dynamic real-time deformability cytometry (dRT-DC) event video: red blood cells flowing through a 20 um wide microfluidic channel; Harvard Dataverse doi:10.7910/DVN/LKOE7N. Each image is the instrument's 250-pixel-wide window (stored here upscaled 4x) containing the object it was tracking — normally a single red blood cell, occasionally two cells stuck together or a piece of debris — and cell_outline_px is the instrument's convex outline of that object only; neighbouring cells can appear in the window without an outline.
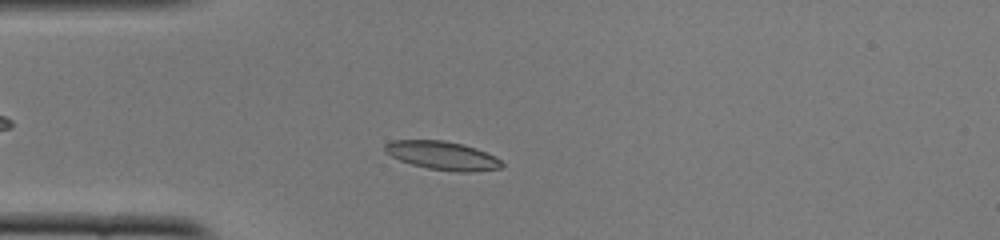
{"species": "common noctule bat (a hibernating species)", "species_latin": "Nyctalus noctula", "temperature_condition": "cold", "stored_images_in_passage": 46, "camera_frame_rate_fps": 3000, "um_per_image_px": 0.085, "animal": {"sex": "female", "body_mass_g": 22.0, "forearm_length_mm": 56.7}, "frame": {"image": 1, "passage_image": 8, "time_ms": 2.333, "image_size_px": [1000, 240], "cell_outline_px": [[504, 164], [500, 168], [472, 172], [456, 172], [428, 168], [412, 164], [400, 160], [392, 156], [384, 148], [384, 144], [392, 140], [444, 140], [464, 144], [476, 148], [500, 160]], "centroid_in_image_um": [37.6, 13.22], "position_along_channel_um": 47.4, "area_um2": 19.25}}
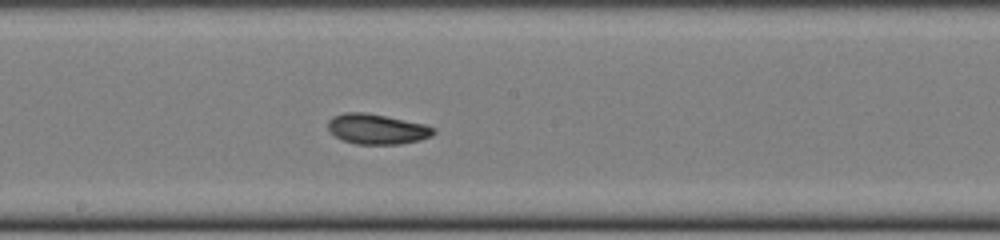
{"frame": {"image": 2, "passage_image": 22, "time_ms": 7.0, "image_size_px": [1000, 240], "cell_outline_px": [[436, 132], [432, 136], [420, 140], [400, 144], [356, 144], [344, 140], [336, 136], [328, 128], [328, 120], [332, 116], [344, 112], [364, 112], [424, 124], [436, 128]], "centroid_in_image_um": [32.05, 10.97], "position_along_channel_um": 216.1, "area_um2": 18.5}}
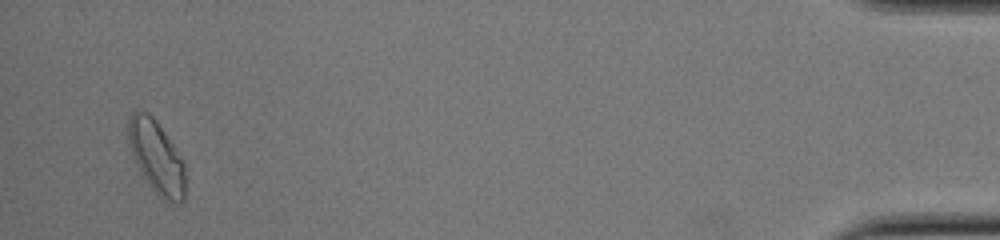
{"frame": {"image": 3, "passage_image": 44, "time_ms": 14.333, "image_size_px": [1000, 240], "cell_outline_px": [[184, 200], [180, 204], [164, 200], [152, 188], [140, 172], [132, 156], [128, 140], [128, 120], [132, 112], [148, 112], [156, 120], [184, 160]], "centroid_in_image_um": [13.3, 13.35], "position_along_channel_um": 421.9, "area_um2": 24.04}, "authors_computed_cell_mechanics": {"area_um2": 18.9295, "velocity_mm_per_s": 3.8936, "shape_relaxation_time_tau1_ms": 5.3065, "shape_relaxation_time_tau2_ms": 2.3369, "deformation_change_tau1": 0.1071, "deformation_change_tau2": 0.0709}}